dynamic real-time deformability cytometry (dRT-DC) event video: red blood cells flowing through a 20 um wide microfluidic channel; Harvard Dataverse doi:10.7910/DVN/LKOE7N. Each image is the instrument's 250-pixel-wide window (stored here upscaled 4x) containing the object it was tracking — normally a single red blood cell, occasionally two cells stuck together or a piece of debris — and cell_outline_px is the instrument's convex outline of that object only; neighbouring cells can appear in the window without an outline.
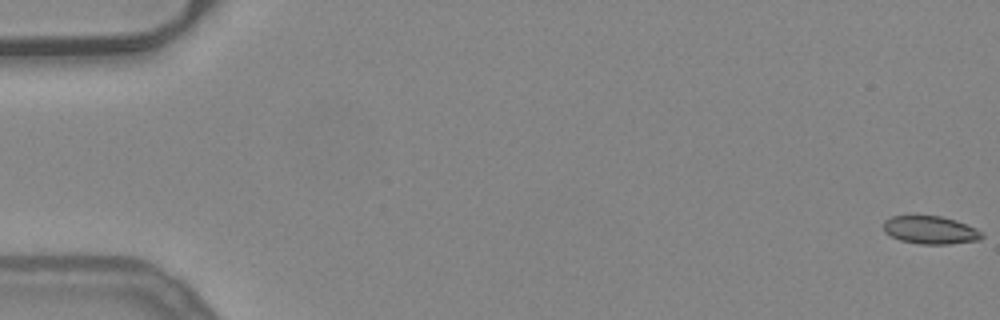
{"species": "common noctule bat (a hibernating species)", "species_latin": "Nyctalus noctula", "temperature_condition": "warm", "stored_images_in_passage": 8, "camera_frame_rate_fps": 3000, "um_per_image_px": 0.085, "animal": {"sex": "female", "body_mass_g": 24.6, "forearm_length_mm": 56.2}, "frame": {"image": 1, "passage_image": 1, "time_ms": 0.0, "image_size_px": [1000, 320], "cell_outline_px": [[984, 236], [980, 240], [948, 244], [920, 244], [900, 240], [884, 232], [884, 220], [892, 216], [940, 216], [956, 220], [976, 228], [984, 232]], "centroid_in_image_um": [79.12, 19.55], "position_along_channel_um": 5.9, "area_um2": 16.07}}